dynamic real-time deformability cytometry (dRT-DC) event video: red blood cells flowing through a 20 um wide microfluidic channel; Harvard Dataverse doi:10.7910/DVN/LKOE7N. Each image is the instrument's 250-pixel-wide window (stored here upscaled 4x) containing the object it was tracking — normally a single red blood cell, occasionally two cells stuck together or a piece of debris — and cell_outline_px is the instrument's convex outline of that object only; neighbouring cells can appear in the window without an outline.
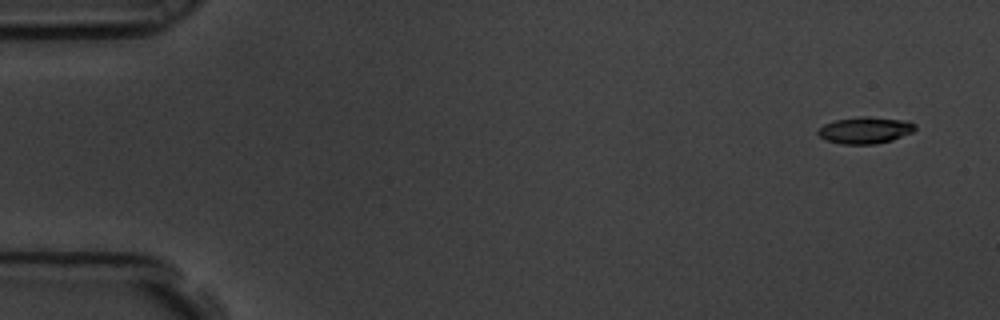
{"species": "common noctule bat (a hibernating species)", "species_latin": "Nyctalus noctula", "temperature_condition": "room temperature", "stored_images_in_passage": 11, "camera_frame_rate_fps": 3000, "um_per_image_px": 0.085, "animal": {"sex": "male", "body_mass_g": 19.5, "forearm_length_mm": 54.6}, "frame": {"image": 1, "passage_image": 1, "time_ms": 0.0, "image_size_px": [1000, 320], "cell_outline_px": [[916, 128], [912, 132], [892, 140], [876, 144], [840, 144], [828, 140], [820, 136], [816, 132], [824, 124], [836, 120], [860, 116], [868, 116], [908, 120], [916, 124]], "centroid_in_image_um": [73.57, 11.06], "position_along_channel_um": 11.4, "area_um2": 15.14}}